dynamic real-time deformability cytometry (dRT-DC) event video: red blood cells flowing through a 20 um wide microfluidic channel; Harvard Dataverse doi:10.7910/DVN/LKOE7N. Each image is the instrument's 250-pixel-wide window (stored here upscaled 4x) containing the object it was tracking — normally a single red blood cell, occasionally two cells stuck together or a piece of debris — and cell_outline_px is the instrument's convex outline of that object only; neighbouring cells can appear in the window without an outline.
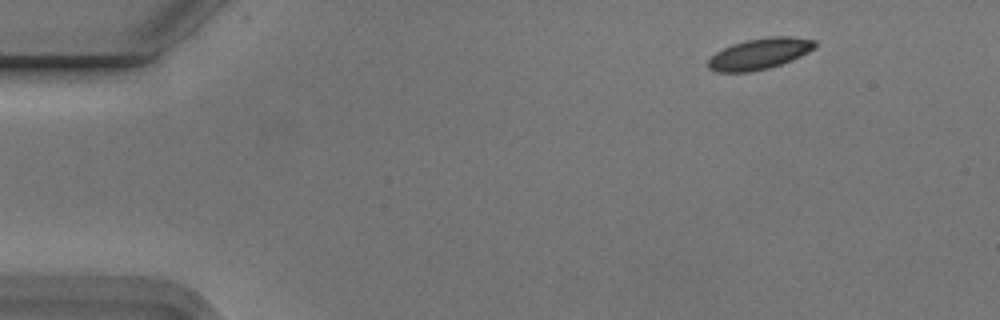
{"species": "Egyptian fruit bat (a non-hibernating species)", "species_latin": "Rousettus aegyptiacus", "temperature_condition": "cold", "stored_images_in_passage": 5, "camera_frame_rate_fps": 3000, "um_per_image_px": 0.085, "animal": {"sex": "male"}, "frame": {"image": 1, "passage_image": 2, "time_ms": 0.333, "image_size_px": [1000, 320], "cell_outline_px": [[816, 48], [792, 60], [768, 68], [748, 72], [716, 72], [708, 68], [708, 60], [716, 52], [732, 44], [744, 40], [768, 36], [792, 36], [816, 40]], "centroid_in_image_um": [64.58, 4.55], "position_along_channel_um": 20.4, "area_um2": 19.42}}
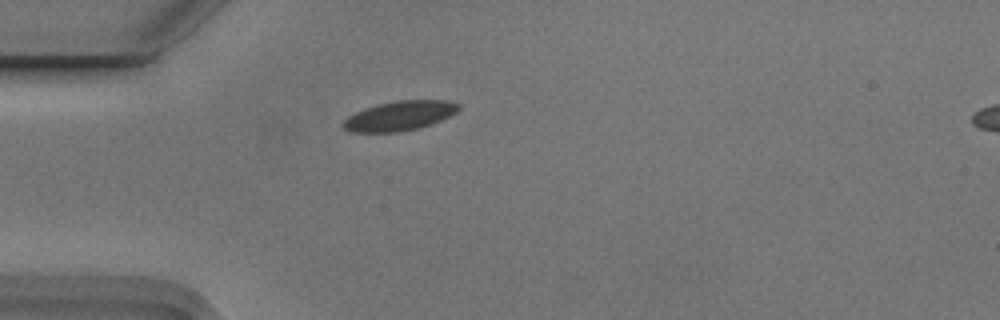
{"frame": {"image": 2, "passage_image": 4, "time_ms": 1.0, "image_size_px": [1000, 320], "cell_outline_px": [[460, 108], [456, 112], [440, 120], [416, 128], [400, 132], [352, 132], [344, 128], [340, 124], [348, 116], [364, 108], [376, 104], [396, 100], [448, 100], [460, 104]], "centroid_in_image_um": [33.93, 9.83], "position_along_channel_um": 51.1, "area_um2": 19.83}}